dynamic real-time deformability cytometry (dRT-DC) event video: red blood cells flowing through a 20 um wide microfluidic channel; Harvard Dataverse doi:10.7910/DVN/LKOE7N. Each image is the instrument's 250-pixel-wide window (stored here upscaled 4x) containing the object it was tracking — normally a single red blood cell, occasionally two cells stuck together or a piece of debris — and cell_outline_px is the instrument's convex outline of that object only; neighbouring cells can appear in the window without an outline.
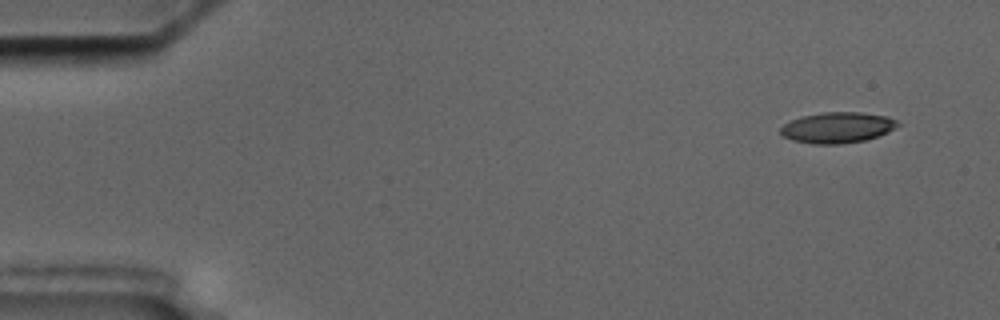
{"species": "common noctule bat (a hibernating species)", "species_latin": "Nyctalus noctula", "temperature_condition": "cold", "stored_images_in_passage": 54, "camera_frame_rate_fps": 3000, "um_per_image_px": 0.085, "animal": {"sex": "male", "body_mass_g": 17.5, "forearm_length_mm": 52.3}, "frame": {"image": 1, "passage_image": 1, "time_ms": 0.0, "image_size_px": [1000, 320], "cell_outline_px": [[900, 124], [888, 132], [864, 140], [840, 144], [816, 144], [792, 140], [784, 136], [780, 132], [780, 128], [784, 124], [800, 116], [824, 112], [860, 112], [888, 116], [896, 120]], "centroid_in_image_um": [71.17, 10.83], "position_along_channel_um": 13.8, "area_um2": 20.92}}
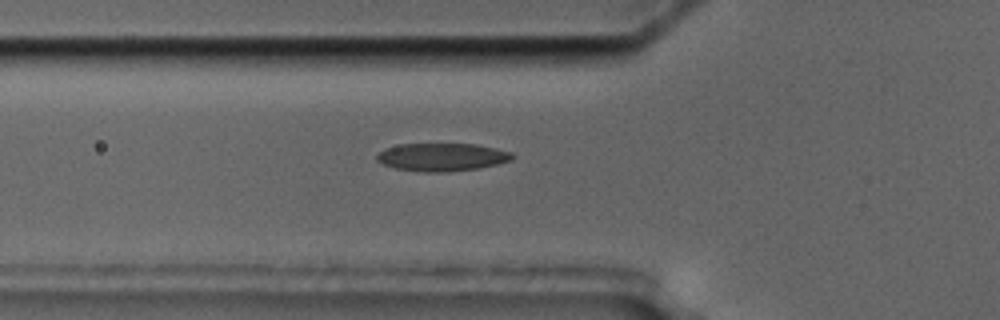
{"frame": {"image": 2, "passage_image": 17, "time_ms": 5.333, "image_size_px": [1000, 320], "cell_outline_px": [[516, 156], [512, 160], [480, 168], [448, 172], [424, 172], [396, 168], [384, 164], [376, 160], [376, 156], [384, 148], [400, 144], [476, 144], [496, 148], [512, 152]], "centroid_in_image_um": [37.6, 13.35], "position_along_channel_um": 88.2, "area_um2": 22.14}}
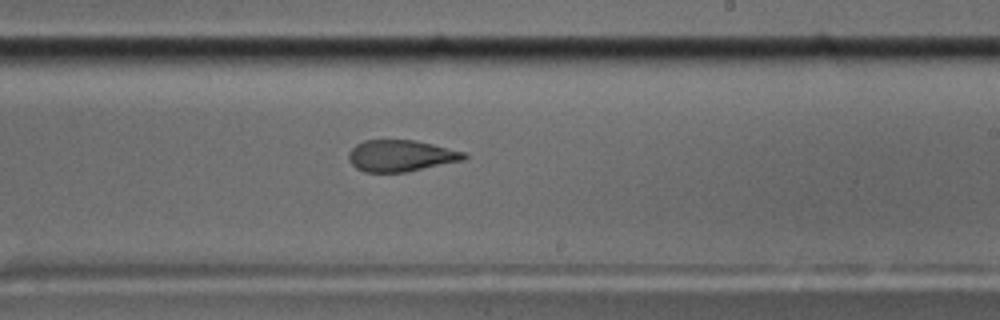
{"frame": {"image": 3, "passage_image": 31, "time_ms": 10.0, "image_size_px": [1000, 320], "cell_outline_px": [[468, 156], [464, 160], [404, 172], [364, 172], [356, 168], [348, 160], [348, 152], [356, 144], [364, 140], [416, 140], [464, 152]], "centroid_in_image_um": [34.04, 13.23], "position_along_channel_um": 255.0, "area_um2": 21.1}, "authors_computed_cell_mechanics": {"area_um2": 22.0796, "velocity_mm_per_s": 3.572, "shape_relaxation_time_tau1_ms": null, "shape_relaxation_time_tau2_ms": 1.8515, "deformation_change_tau1": null, "deformation_change_tau2": 0.0965}}